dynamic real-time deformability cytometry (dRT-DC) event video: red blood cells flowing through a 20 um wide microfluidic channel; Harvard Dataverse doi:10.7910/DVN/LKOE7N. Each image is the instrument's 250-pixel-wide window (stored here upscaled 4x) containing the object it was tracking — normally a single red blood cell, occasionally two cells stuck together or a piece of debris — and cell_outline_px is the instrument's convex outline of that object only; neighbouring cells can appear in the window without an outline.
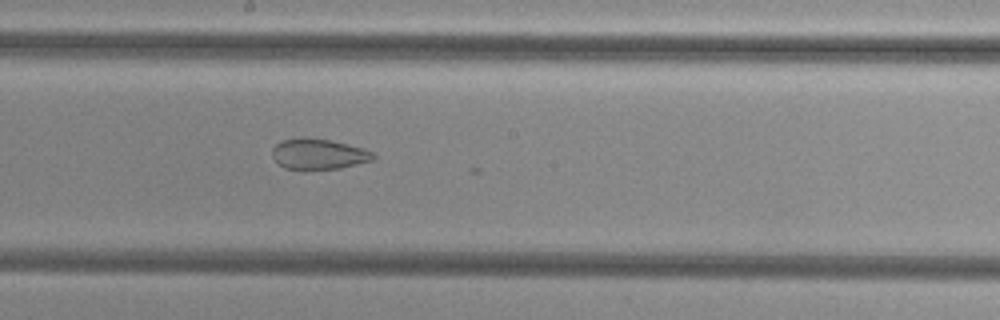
{"species": "common noctule bat (a hibernating species)", "species_latin": "Nyctalus noctula", "temperature_condition": "cold", "stored_images_in_passage": 19, "camera_frame_rate_fps": 3000, "um_per_image_px": 0.085, "animal": {"sex": "female", "body_mass_g": 29.2, "forearm_length_mm": 56.3}, "frame": {"image": 1, "passage_image": 18, "time_ms": 5.667, "image_size_px": [1000, 320], "cell_outline_px": [[376, 156], [372, 160], [340, 168], [284, 168], [272, 156], [272, 148], [280, 140], [304, 136], [332, 140], [364, 148], [372, 152]], "centroid_in_image_um": [27.07, 13.05], "position_along_channel_um": 221.1, "area_um2": 17.92}}